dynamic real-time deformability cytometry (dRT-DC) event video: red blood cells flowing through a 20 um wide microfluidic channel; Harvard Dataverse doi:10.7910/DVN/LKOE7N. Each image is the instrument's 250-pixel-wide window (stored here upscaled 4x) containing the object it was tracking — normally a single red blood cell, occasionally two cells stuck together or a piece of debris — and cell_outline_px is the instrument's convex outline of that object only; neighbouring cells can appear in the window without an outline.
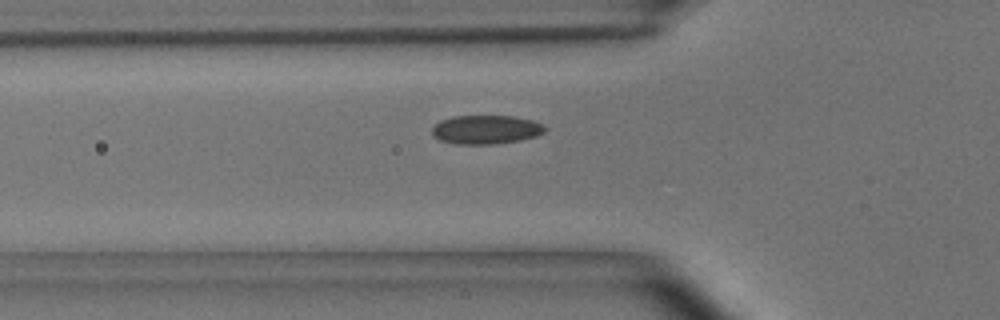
{"species": "common noctule bat (a hibernating species)", "species_latin": "Nyctalus noctula", "temperature_condition": "room temperature", "stored_images_in_passage": 6, "camera_frame_rate_fps": 3000, "um_per_image_px": 0.085, "animal": {"sex": "male", "body_mass_g": 15.6}, "frame": {"image": 1, "passage_image": 6, "time_ms": 1.667, "image_size_px": [1000, 320], "cell_outline_px": [[548, 128], [544, 132], [536, 136], [520, 140], [492, 144], [456, 144], [440, 140], [432, 132], [432, 128], [440, 120], [452, 116], [512, 116], [532, 120], [544, 124]], "centroid_in_image_um": [41.34, 11.01], "position_along_channel_um": 84.5, "area_um2": 18.96}}